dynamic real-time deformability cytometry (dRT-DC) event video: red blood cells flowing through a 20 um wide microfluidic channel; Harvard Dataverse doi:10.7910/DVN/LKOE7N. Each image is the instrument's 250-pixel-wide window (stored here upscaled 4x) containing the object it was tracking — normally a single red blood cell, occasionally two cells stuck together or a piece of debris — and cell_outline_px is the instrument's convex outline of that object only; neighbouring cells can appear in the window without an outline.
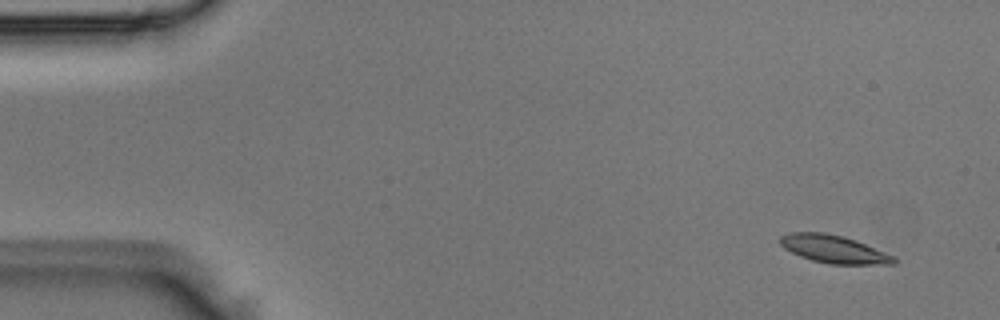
{"species": "Egyptian fruit bat (a non-hibernating species)", "species_latin": "Rousettus aegyptiacus", "temperature_condition": "room temperature", "stored_images_in_passage": 4, "camera_frame_rate_fps": 3000, "um_per_image_px": 0.085, "animal": {"sex": "male"}, "frame": {"image": 1, "passage_image": 1, "time_ms": 0.0, "image_size_px": [1000, 320], "cell_outline_px": [[900, 260], [896, 264], [828, 264], [812, 260], [800, 256], [784, 248], [780, 244], [780, 236], [792, 232], [824, 232], [844, 236], [856, 240], [896, 256]], "centroid_in_image_um": [70.93, 21.18], "position_along_channel_um": 14.1, "area_um2": 18.67}}